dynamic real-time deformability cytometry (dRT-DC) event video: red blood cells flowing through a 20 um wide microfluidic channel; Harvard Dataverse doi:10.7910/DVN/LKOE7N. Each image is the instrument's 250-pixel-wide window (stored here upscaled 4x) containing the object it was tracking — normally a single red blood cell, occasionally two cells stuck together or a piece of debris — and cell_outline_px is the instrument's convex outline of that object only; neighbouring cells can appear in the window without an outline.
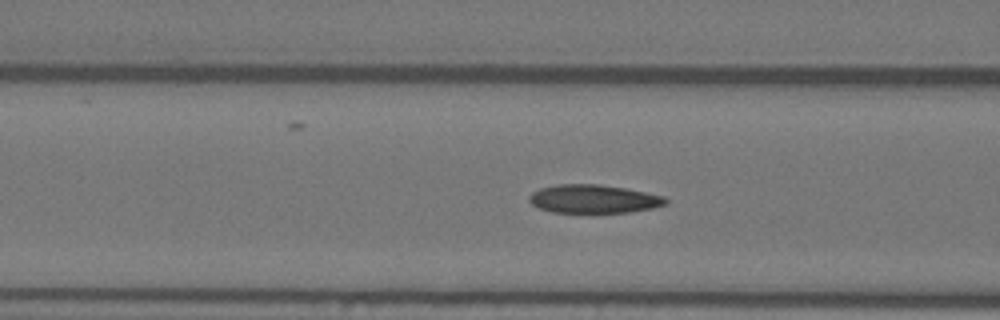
{"species": "Egyptian fruit bat (a non-hibernating species)", "species_latin": "Rousettus aegyptiacus", "temperature_condition": "warm", "stored_images_in_passage": 52, "camera_frame_rate_fps": 3000, "um_per_image_px": 0.085, "animal": {"sex": "female"}, "frame": {"image": 1, "passage_image": 17, "time_ms": 5.333, "image_size_px": [1000, 320], "cell_outline_px": [[668, 204], [652, 208], [628, 212], [552, 212], [540, 208], [532, 204], [528, 200], [528, 196], [532, 192], [540, 188], [556, 184], [596, 184], [624, 188], [664, 196], [668, 200]], "centroid_in_image_um": [50.44, 16.9], "position_along_channel_um": 116.2, "area_um2": 22.48}}
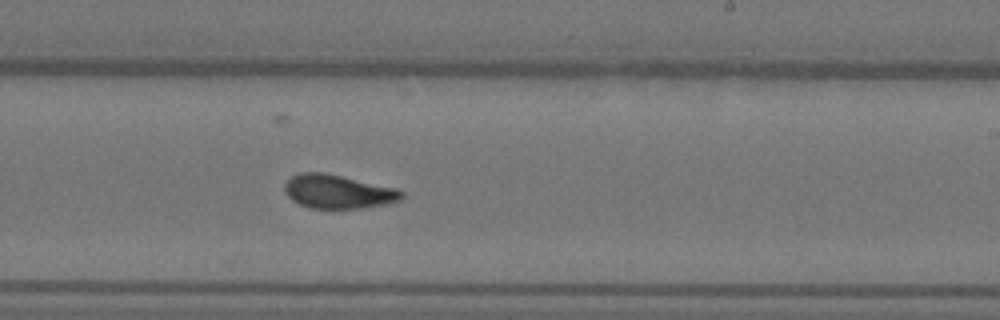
{"frame": {"image": 2, "passage_image": 29, "time_ms": 9.333, "image_size_px": [1000, 320], "cell_outline_px": [[404, 196], [400, 200], [388, 204], [364, 208], [308, 208], [292, 200], [284, 192], [284, 184], [292, 176], [300, 172], [324, 172], [396, 188], [404, 192]], "centroid_in_image_um": [28.73, 16.29], "position_along_channel_um": 260.3, "area_um2": 23.12}}
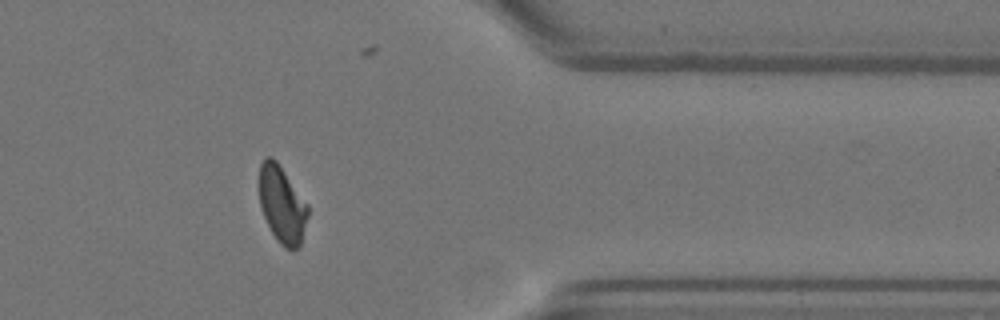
{"frame": {"image": 3, "passage_image": 41, "time_ms": 13.333, "image_size_px": [1000, 320], "cell_outline_px": [[308, 216], [300, 248], [284, 248], [276, 240], [264, 216], [260, 204], [256, 180], [260, 164], [264, 156], [272, 156], [276, 160], [308, 204]], "centroid_in_image_um": [23.93, 17.34], "position_along_channel_um": 387.5, "area_um2": 22.31}, "authors_computed_cell_mechanics": {"area_um2": 22.831, "velocity_mm_per_s": 3.6119, "shape_relaxation_time_tau1_ms": 7.7823, "shape_relaxation_time_tau2_ms": 1.6047, "deformation_change_tau1": 0.2036, "deformation_change_tau2": 0.0748}}